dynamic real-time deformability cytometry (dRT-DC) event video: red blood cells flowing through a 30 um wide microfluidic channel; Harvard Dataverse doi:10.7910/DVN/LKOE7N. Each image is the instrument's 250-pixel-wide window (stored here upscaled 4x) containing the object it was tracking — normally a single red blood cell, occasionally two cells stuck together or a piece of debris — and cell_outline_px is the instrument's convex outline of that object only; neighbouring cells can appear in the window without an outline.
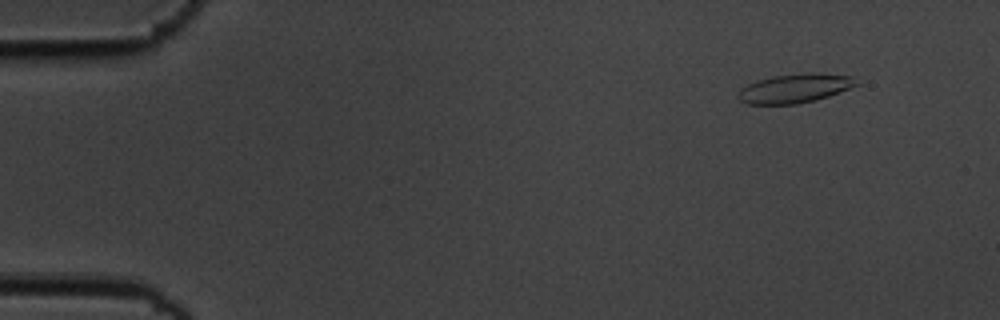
{"species": "common noctule bat (a hibernating species)", "species_latin": "Nyctalus noctula", "temperature_condition": "cold", "stored_images_in_passage": 4, "camera_frame_rate_fps": 3000, "um_per_image_px": 0.085, "animal": {"sex": "male", "body_mass_g": 19.5, "forearm_length_mm": 54.6}, "frame": {"image": 1, "passage_image": 1, "time_ms": 0.0, "image_size_px": [1000, 320], "cell_outline_px": [[860, 84], [828, 96], [816, 100], [796, 104], [748, 104], [740, 100], [736, 96], [740, 88], [756, 80], [772, 76], [812, 72], [820, 72], [852, 76]], "centroid_in_image_um": [67.55, 7.5], "position_along_channel_um": 17.4, "area_um2": 20.17}}